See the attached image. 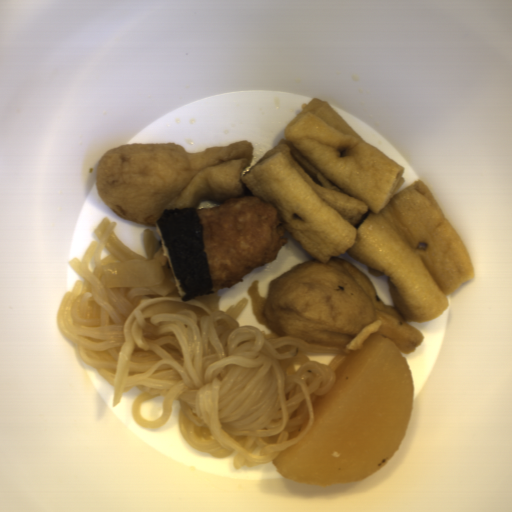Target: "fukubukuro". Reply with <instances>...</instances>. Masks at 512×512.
I'll use <instances>...</instances> for the list:
<instances>
[{
	"label": "fukubukuro",
	"instance_id": "1",
	"mask_svg": "<svg viewBox=\"0 0 512 512\" xmlns=\"http://www.w3.org/2000/svg\"><path fill=\"white\" fill-rule=\"evenodd\" d=\"M268 329L307 344L363 350L371 333L391 339L401 355L417 351L424 334L379 297L370 277L344 258L315 257L273 278L263 311Z\"/></svg>",
	"mask_w": 512,
	"mask_h": 512
},
{
	"label": "fukubukuro",
	"instance_id": "2",
	"mask_svg": "<svg viewBox=\"0 0 512 512\" xmlns=\"http://www.w3.org/2000/svg\"><path fill=\"white\" fill-rule=\"evenodd\" d=\"M254 150L245 139L200 152L173 142L125 144L102 154L95 186L117 217L156 228L165 210L240 198L242 172L251 167Z\"/></svg>",
	"mask_w": 512,
	"mask_h": 512
}]
</instances>
